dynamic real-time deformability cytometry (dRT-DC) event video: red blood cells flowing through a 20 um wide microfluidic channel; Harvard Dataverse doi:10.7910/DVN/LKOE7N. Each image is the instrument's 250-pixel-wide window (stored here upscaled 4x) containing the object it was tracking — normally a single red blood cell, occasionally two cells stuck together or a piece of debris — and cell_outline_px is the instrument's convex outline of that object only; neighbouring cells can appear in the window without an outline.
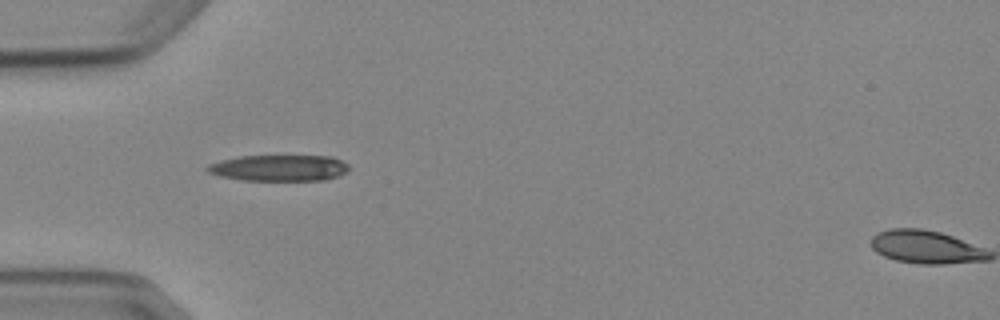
{"species": "Egyptian fruit bat (a non-hibernating species)", "species_latin": "Rousettus aegyptiacus", "temperature_condition": "cold", "stored_images_in_passage": 6, "camera_frame_rate_fps": 3000, "um_per_image_px": 0.085, "animal": {"sex": "female"}, "frame": {"image": 1, "passage_image": 1, "time_ms": 0.0, "image_size_px": [1000, 320], "cell_outline_px": [[348, 172], [340, 176], [324, 180], [244, 180], [220, 176], [208, 172], [204, 168], [208, 164], [220, 160], [240, 156], [332, 156], [348, 164]], "centroid_in_image_um": [23.73, 14.27], "position_along_channel_um": 61.3, "area_um2": 21.68}}
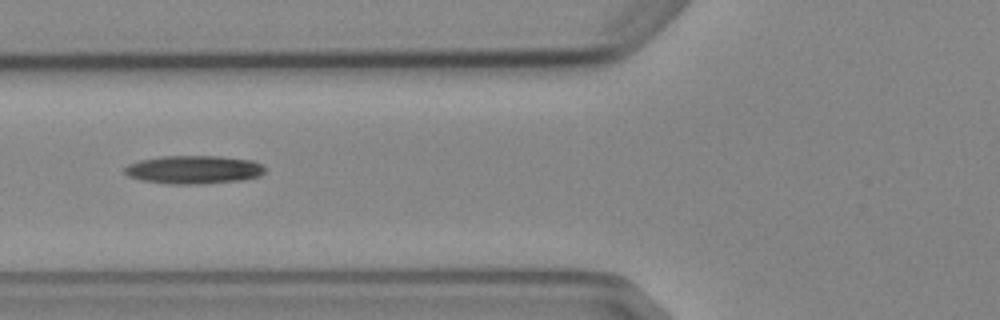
{"frame": {"image": 2, "passage_image": 2, "time_ms": 1.333, "image_size_px": [1000, 320], "cell_outline_px": [[264, 172], [260, 176], [244, 180], [204, 184], [168, 184], [144, 180], [128, 176], [124, 172], [124, 168], [128, 164], [140, 160], [160, 156], [220, 156], [252, 160], [260, 164], [264, 168]], "centroid_in_image_um": [16.47, 14.42], "position_along_channel_um": 109.3, "area_um2": 23.24}}
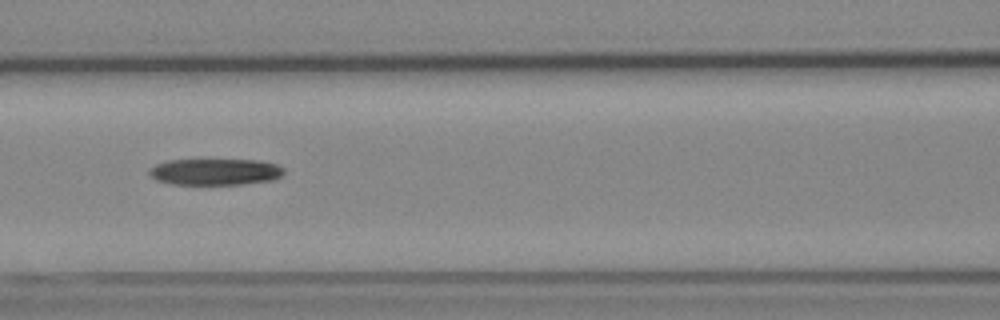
{"frame": {"image": 3, "passage_image": 3, "time_ms": 2.333, "image_size_px": [1000, 320], "cell_outline_px": [[284, 172], [280, 176], [272, 180], [240, 184], [172, 184], [156, 180], [148, 172], [148, 168], [156, 164], [168, 160], [256, 160], [276, 164], [284, 168]], "centroid_in_image_um": [18.26, 14.6], "position_along_channel_um": 148.3, "area_um2": 20.63}}